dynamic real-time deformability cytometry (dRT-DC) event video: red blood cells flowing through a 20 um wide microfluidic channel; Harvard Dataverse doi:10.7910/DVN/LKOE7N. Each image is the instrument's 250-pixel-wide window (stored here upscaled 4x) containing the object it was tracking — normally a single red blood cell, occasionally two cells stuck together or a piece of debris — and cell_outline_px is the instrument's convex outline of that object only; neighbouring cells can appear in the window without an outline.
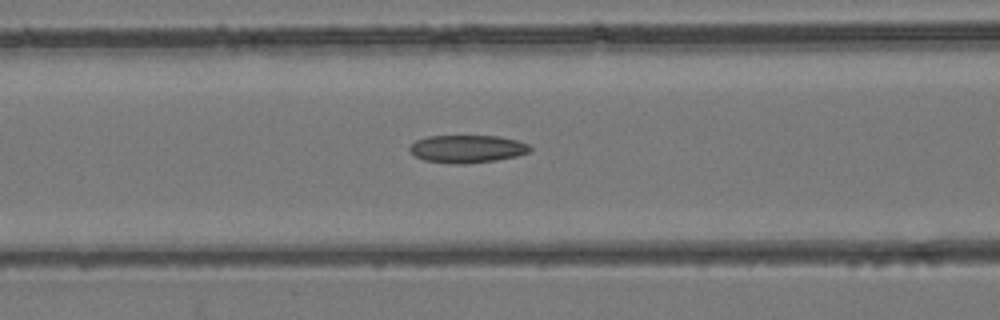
{"species": "common noctule bat (a hibernating species)", "species_latin": "Nyctalus noctula", "temperature_condition": "room temperature", "stored_images_in_passage": 46, "segment_of_instrument_passage": [1, 2], "camera_frame_rate_fps": 3000, "um_per_image_px": 0.085, "animal": {"sex": "female", "body_mass_g": 24.6, "forearm_length_mm": 56.2}, "frame": {"image": 1, "passage_image": 19, "time_ms": 6.0, "image_size_px": [1000, 320], "cell_outline_px": [[532, 148], [528, 152], [516, 156], [496, 160], [464, 164], [456, 164], [424, 160], [416, 156], [408, 148], [416, 140], [428, 136], [496, 136], [516, 140], [528, 144]], "centroid_in_image_um": [39.71, 12.65], "position_along_channel_um": 126.9, "area_um2": 19.25}}
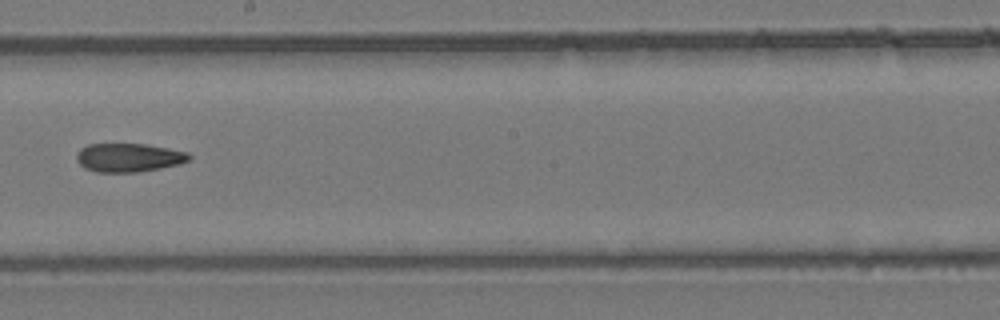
{"frame": {"image": 2, "passage_image": 26, "time_ms": 8.333, "image_size_px": [1000, 320], "cell_outline_px": [[192, 156], [188, 160], [180, 164], [160, 168], [136, 172], [96, 172], [84, 168], [76, 160], [76, 156], [80, 148], [88, 144], [144, 144], [168, 148], [188, 152]], "centroid_in_image_um": [10.93, 13.39], "position_along_channel_um": 237.3, "area_um2": 18.79}}
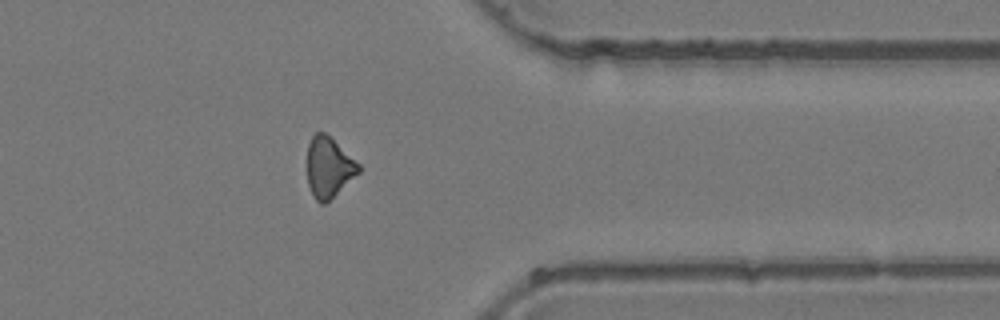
{"frame": {"image": 3, "passage_image": 36, "time_ms": 11.667, "image_size_px": [1000, 320], "cell_outline_px": [[360, 172], [324, 204], [320, 204], [312, 196], [308, 184], [308, 144], [312, 136], [316, 132], [324, 132], [360, 164]], "centroid_in_image_um": [27.93, 14.23], "position_along_channel_um": 383.5, "area_um2": 17.8}}